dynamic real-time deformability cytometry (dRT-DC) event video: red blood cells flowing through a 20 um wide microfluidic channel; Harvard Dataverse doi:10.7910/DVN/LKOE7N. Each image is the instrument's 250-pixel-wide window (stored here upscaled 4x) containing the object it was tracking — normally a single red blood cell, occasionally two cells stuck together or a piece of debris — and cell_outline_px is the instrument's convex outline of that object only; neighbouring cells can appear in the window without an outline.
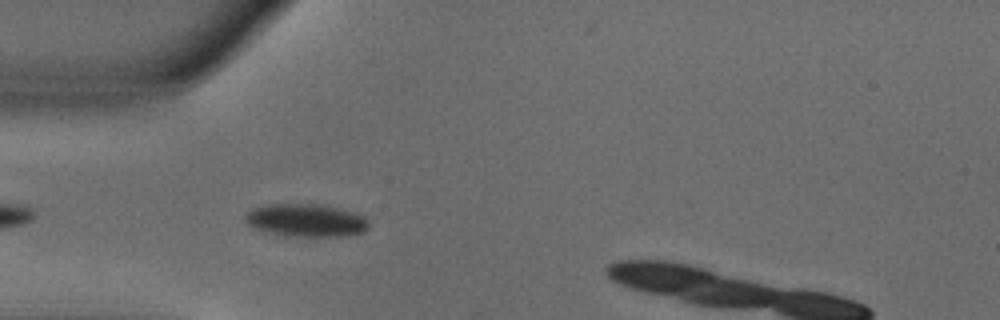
{"species": "common noctule bat (a hibernating species)", "species_latin": "Nyctalus noctula", "temperature_condition": "warm", "stored_images_in_passage": 19, "camera_frame_rate_fps": 3000, "um_per_image_px": 0.085, "animal": {"sex": "male", "body_mass_g": 18.8}, "frame": {"image": 1, "passage_image": 3, "time_ms": 0.667, "image_size_px": [1000, 320], "cell_outline_px": [[368, 228], [364, 232], [348, 236], [292, 236], [268, 232], [256, 228], [248, 224], [244, 220], [244, 216], [248, 212], [256, 208], [268, 204], [316, 204], [336, 208], [352, 212], [364, 216], [368, 220]], "centroid_in_image_um": [26.04, 18.73], "position_along_channel_um": 59.0, "area_um2": 23.35}}
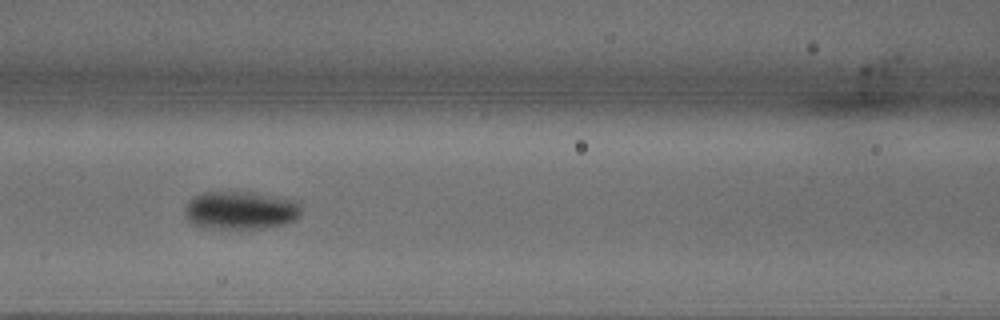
{"frame": {"image": 2, "passage_image": 10, "time_ms": 3.0, "image_size_px": [1000, 320], "cell_outline_px": [[300, 212], [296, 220], [284, 224], [268, 228], [212, 228], [196, 224], [188, 220], [184, 208], [196, 196], [204, 192], [240, 192], [292, 200], [300, 208]], "centroid_in_image_um": [20.44, 17.9], "position_along_channel_um": 146.2, "area_um2": 24.91}}
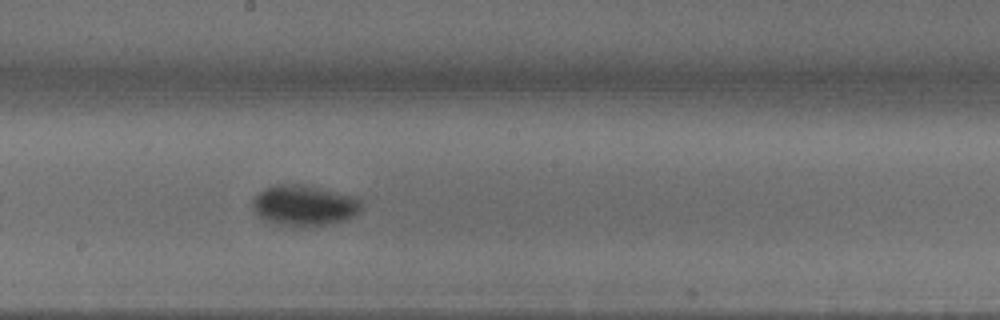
{"frame": {"image": 3, "passage_image": 16, "time_ms": 5.0, "image_size_px": [1000, 320], "cell_outline_px": [[364, 208], [360, 212], [344, 220], [312, 228], [308, 228], [280, 224], [264, 220], [252, 208], [252, 200], [264, 188], [276, 184], [300, 184], [356, 196], [360, 200]], "centroid_in_image_um": [25.88, 17.47], "position_along_channel_um": 222.3, "area_um2": 26.01}}